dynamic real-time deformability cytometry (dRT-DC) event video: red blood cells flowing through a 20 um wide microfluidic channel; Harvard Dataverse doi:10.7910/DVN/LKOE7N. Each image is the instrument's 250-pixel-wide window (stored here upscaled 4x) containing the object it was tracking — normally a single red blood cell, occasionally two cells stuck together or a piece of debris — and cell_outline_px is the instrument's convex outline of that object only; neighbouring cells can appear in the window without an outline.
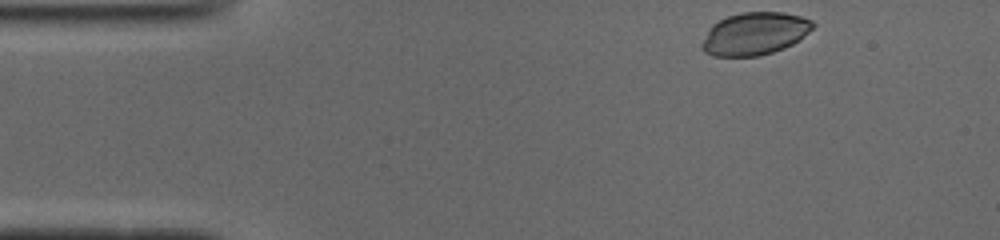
{"species": "common noctule bat (a hibernating species)", "species_latin": "Nyctalus noctula", "temperature_condition": "cold", "stored_images_in_passage": 10, "camera_frame_rate_fps": 3000, "um_per_image_px": 0.085, "animal": {"sex": "male", "body_mass_g": 19.0, "forearm_length_mm": 50.8}, "frame": {"image": 1, "passage_image": 1, "time_ms": 0.0, "image_size_px": [1000, 240], "cell_outline_px": [[816, 24], [808, 32], [792, 44], [784, 48], [760, 56], [712, 56], [704, 52], [700, 48], [700, 44], [708, 28], [712, 24], [728, 16], [740, 12], [784, 12], [800, 16], [812, 20]], "centroid_in_image_um": [64.11, 2.86], "position_along_channel_um": 20.9, "area_um2": 27.69}}
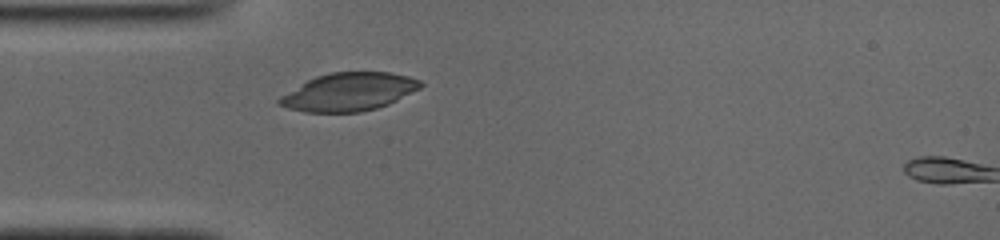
{"frame": {"image": 2, "passage_image": 9, "time_ms": 2.667, "image_size_px": [1000, 240], "cell_outline_px": [[424, 84], [420, 88], [388, 104], [376, 108], [360, 112], [304, 112], [288, 108], [276, 104], [276, 100], [280, 96], [308, 80], [316, 76], [332, 72], [388, 72], [408, 76], [420, 80]], "centroid_in_image_um": [29.63, 7.81], "position_along_channel_um": 55.4, "area_um2": 31.15}}